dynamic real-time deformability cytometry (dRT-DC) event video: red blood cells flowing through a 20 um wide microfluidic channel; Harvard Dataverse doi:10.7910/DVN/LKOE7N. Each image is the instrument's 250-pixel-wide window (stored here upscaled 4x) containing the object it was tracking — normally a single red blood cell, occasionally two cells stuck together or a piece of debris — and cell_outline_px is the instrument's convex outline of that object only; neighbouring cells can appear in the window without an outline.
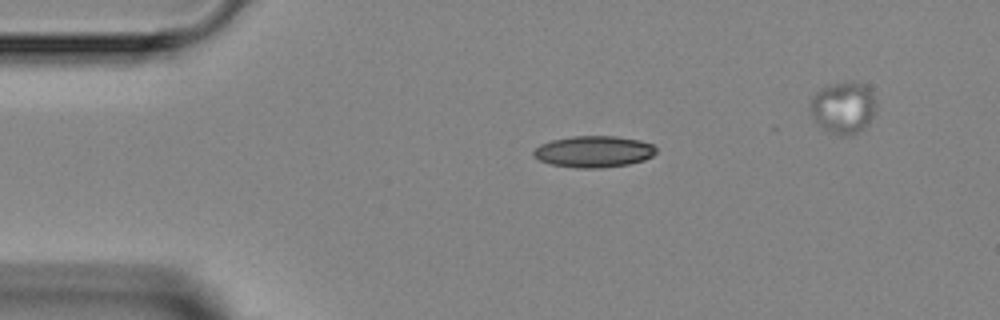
{"species": "Egyptian fruit bat (a non-hibernating species)", "species_latin": "Rousettus aegyptiacus", "temperature_condition": "room temperature", "stored_images_in_passage": 4, "camera_frame_rate_fps": 3000, "um_per_image_px": 0.085, "animal": {"sex": "female"}, "frame": {"image": 1, "passage_image": 4, "time_ms": 3.667, "image_size_px": [1000, 320], "cell_outline_px": [[656, 152], [652, 156], [644, 160], [628, 164], [600, 168], [576, 168], [552, 164], [540, 160], [532, 152], [540, 144], [552, 140], [572, 136], [616, 136], [640, 140], [652, 144], [656, 148]], "centroid_in_image_um": [50.49, 12.88], "position_along_channel_um": 34.5, "area_um2": 22.37}}